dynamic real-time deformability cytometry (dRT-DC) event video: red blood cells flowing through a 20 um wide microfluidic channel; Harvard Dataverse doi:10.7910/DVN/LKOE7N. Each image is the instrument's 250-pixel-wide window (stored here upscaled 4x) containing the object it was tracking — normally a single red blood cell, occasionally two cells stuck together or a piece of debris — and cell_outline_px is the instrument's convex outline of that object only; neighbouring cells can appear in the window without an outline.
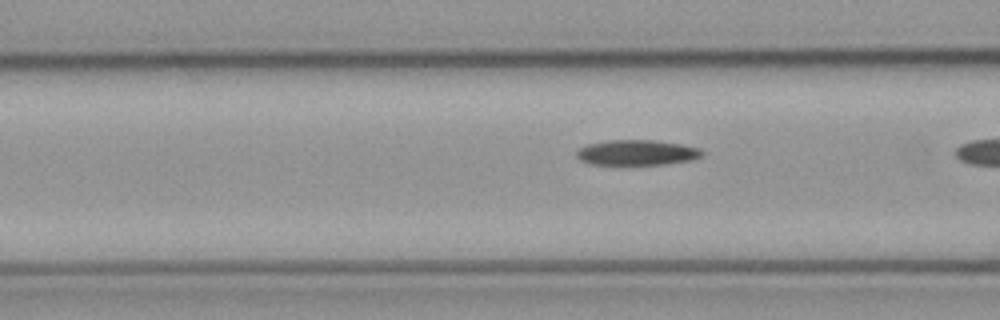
{"species": "common noctule bat (a hibernating species)", "species_latin": "Nyctalus noctula", "temperature_condition": "cold", "stored_images_in_passage": 15, "camera_frame_rate_fps": 3000, "um_per_image_px": 0.085, "animal": {"sex": "male", "body_mass_g": 23.1, "forearm_length_mm": 52.7}, "frame": {"image": 1, "passage_image": 14, "time_ms": 4.333, "image_size_px": [1000, 320], "cell_outline_px": [[704, 152], [700, 156], [692, 160], [664, 164], [588, 164], [580, 160], [576, 156], [576, 152], [580, 148], [588, 144], [608, 140], [656, 140], [680, 144], [700, 148]], "centroid_in_image_um": [54.12, 12.96], "position_along_channel_um": 112.5, "area_um2": 18.44}}